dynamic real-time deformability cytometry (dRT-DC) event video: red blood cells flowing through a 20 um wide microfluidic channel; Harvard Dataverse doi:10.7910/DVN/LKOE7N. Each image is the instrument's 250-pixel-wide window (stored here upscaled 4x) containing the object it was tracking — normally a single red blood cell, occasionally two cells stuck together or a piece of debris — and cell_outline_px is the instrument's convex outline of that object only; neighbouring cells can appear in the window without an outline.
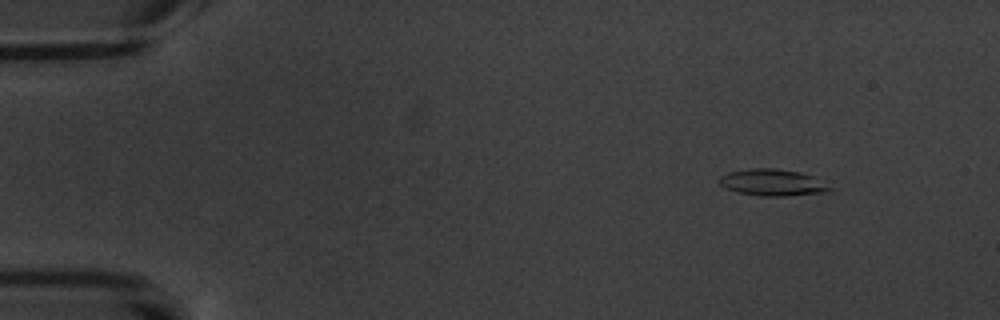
{"species": "common noctule bat (a hibernating species)", "species_latin": "Nyctalus noctula", "temperature_condition": "warm", "stored_images_in_passage": 5, "camera_frame_rate_fps": 3000, "um_per_image_px": 0.085, "animal": {"sex": "male", "body_mass_g": 20.1, "forearm_length_mm": 53.5}, "frame": {"image": 1, "passage_image": 2, "time_ms": 1.333, "image_size_px": [1000, 320], "cell_outline_px": [[836, 188], [828, 192], [788, 196], [760, 196], [740, 192], [724, 188], [720, 184], [720, 176], [728, 172], [748, 168], [776, 168], [800, 172], [812, 176]], "centroid_in_image_um": [65.71, 15.51], "position_along_channel_um": 19.3, "area_um2": 17.34}}
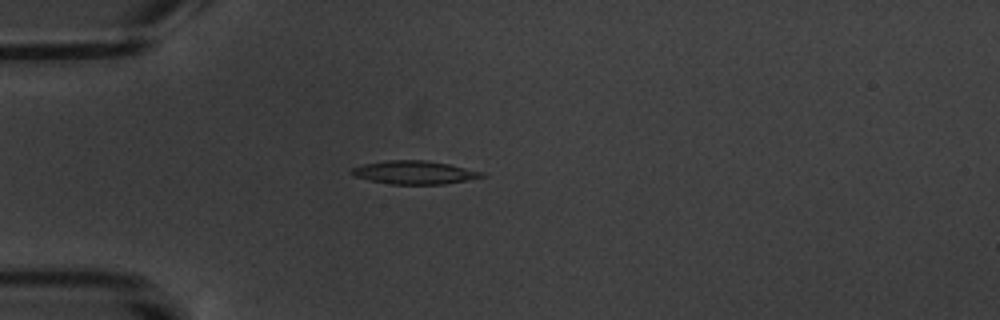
{"frame": {"image": 2, "passage_image": 5, "time_ms": 4.667, "image_size_px": [1000, 320], "cell_outline_px": [[488, 176], [444, 184], [392, 184], [372, 180], [356, 176], [348, 172], [352, 168], [364, 164], [388, 160], [424, 160], [448, 164], [484, 172]], "centroid_in_image_um": [35.25, 14.65], "position_along_channel_um": 49.7, "area_um2": 17.46}}